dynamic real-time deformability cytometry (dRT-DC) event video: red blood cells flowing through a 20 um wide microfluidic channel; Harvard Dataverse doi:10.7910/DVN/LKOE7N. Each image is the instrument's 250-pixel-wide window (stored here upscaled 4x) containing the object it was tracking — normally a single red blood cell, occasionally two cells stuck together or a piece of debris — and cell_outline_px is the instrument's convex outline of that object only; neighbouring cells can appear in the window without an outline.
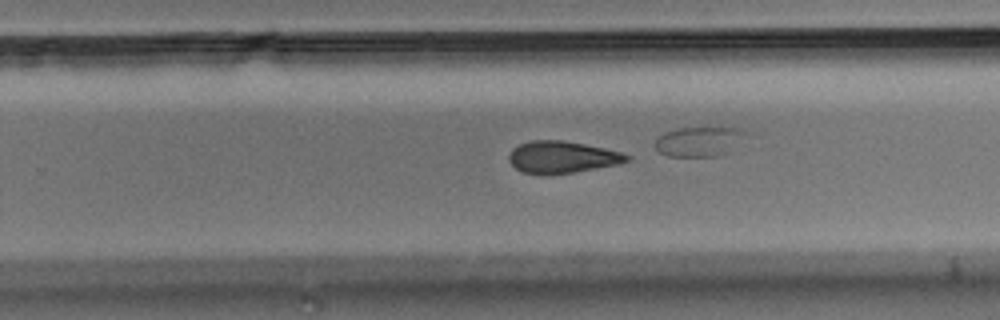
{"species": "Egyptian fruit bat (a non-hibernating species)", "species_latin": "Rousettus aegyptiacus", "temperature_condition": "room temperature", "stored_images_in_passage": 55, "camera_frame_rate_fps": 3000, "um_per_image_px": 0.085, "animal": {"sex": "male"}, "frame": {"image": 1, "passage_image": 34, "time_ms": 11.0, "image_size_px": [1000, 320], "cell_outline_px": [[632, 156], [628, 160], [620, 164], [572, 172], [544, 176], [520, 172], [508, 160], [508, 156], [512, 148], [520, 144], [532, 140], [564, 140], [604, 148], [620, 152]], "centroid_in_image_um": [47.74, 13.37], "position_along_channel_um": 282.1, "area_um2": 22.14}}
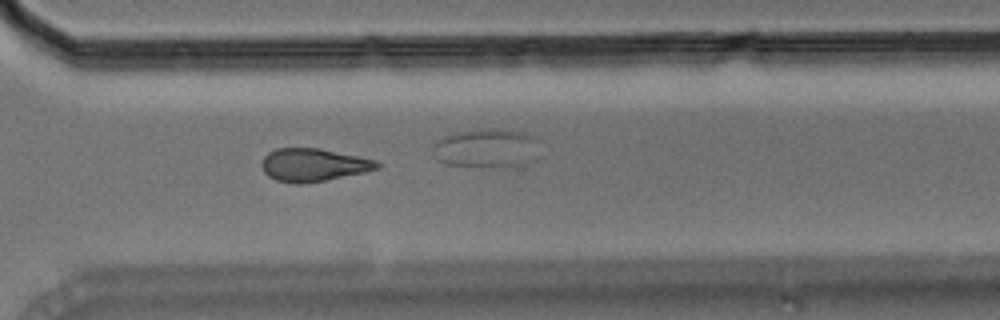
{"frame": {"image": 2, "passage_image": 39, "time_ms": 12.667, "image_size_px": [1000, 320], "cell_outline_px": [[380, 168], [364, 172], [324, 180], [300, 184], [292, 184], [276, 180], [268, 176], [264, 172], [260, 164], [264, 156], [268, 152], [276, 148], [320, 148], [376, 160], [380, 164]], "centroid_in_image_um": [26.6, 14.01], "position_along_channel_um": 344.0, "area_um2": 22.14}}
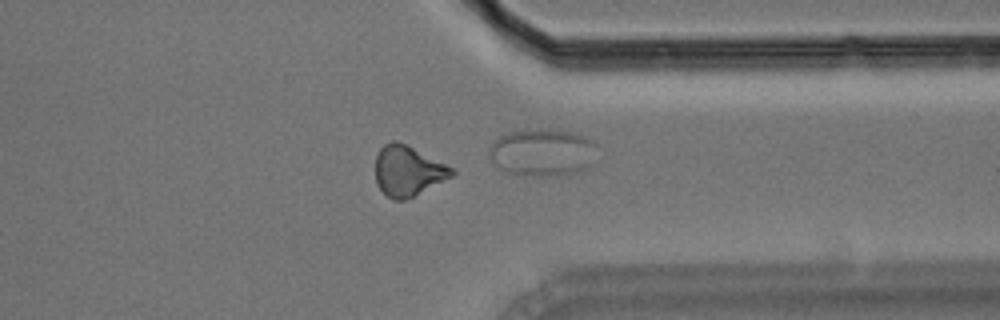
{"frame": {"image": 3, "passage_image": 42, "time_ms": 13.667, "image_size_px": [1000, 320], "cell_outline_px": [[456, 172], [452, 176], [404, 200], [392, 200], [380, 188], [376, 180], [376, 156], [380, 148], [384, 144], [392, 140], [396, 140], [448, 164]], "centroid_in_image_um": [34.67, 14.5], "position_along_channel_um": 376.7, "area_um2": 22.02}}